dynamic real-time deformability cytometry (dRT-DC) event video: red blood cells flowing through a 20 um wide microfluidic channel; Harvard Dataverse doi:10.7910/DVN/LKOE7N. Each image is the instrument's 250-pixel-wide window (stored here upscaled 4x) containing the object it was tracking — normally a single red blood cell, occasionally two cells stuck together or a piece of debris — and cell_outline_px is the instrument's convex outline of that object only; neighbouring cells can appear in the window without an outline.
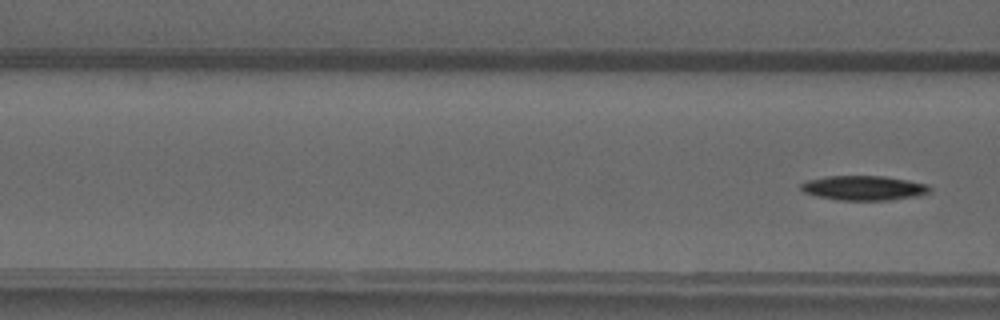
{"species": "common noctule bat (a hibernating species)", "species_latin": "Nyctalus noctula", "temperature_condition": "warm", "stored_images_in_passage": 3, "camera_frame_rate_fps": 3000, "um_per_image_px": 0.085, "animal": {"sex": "male", "forearm_length_mm": 52.5}, "frame": {"image": 1, "passage_image": 3, "time_ms": 2.0, "image_size_px": [1000, 320], "cell_outline_px": [[932, 188], [928, 192], [916, 196], [888, 200], [840, 200], [816, 196], [804, 192], [800, 188], [800, 184], [808, 180], [824, 176], [884, 176], [908, 180], [928, 184]], "centroid_in_image_um": [73.41, 15.97], "position_along_channel_um": 93.2, "area_um2": 18.44}}